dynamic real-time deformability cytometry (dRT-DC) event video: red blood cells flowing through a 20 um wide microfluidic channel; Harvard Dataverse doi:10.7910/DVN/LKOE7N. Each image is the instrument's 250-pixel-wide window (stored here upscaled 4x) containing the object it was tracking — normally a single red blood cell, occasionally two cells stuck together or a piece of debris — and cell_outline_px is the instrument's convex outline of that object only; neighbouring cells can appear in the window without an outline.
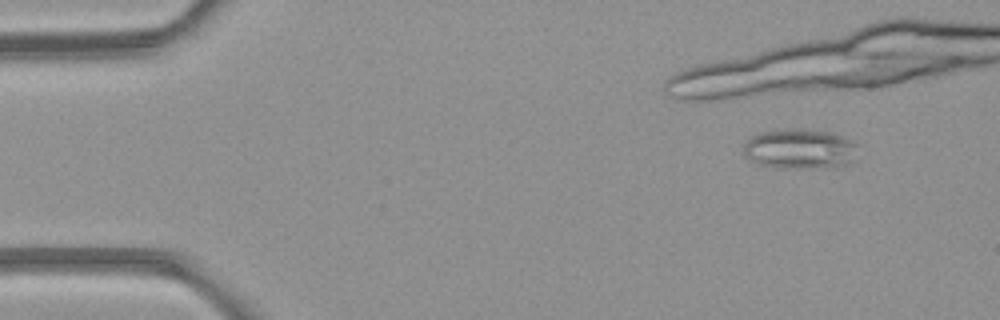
{"species": "common noctule bat (a hibernating species)", "species_latin": "Nyctalus noctula", "temperature_condition": "room temperature", "stored_images_in_passage": 4, "camera_frame_rate_fps": 3000, "um_per_image_px": 0.085, "animal": {"sex": "female", "body_mass_g": 21.9}, "frame": {"image": 1, "passage_image": 1, "time_ms": 0.0, "image_size_px": [1000, 320], "cell_outline_px": [[856, 144], [852, 160], [848, 164], [836, 168], [776, 168], [752, 160], [744, 156], [744, 144], [752, 136], [760, 132], [784, 128], [796, 128], [832, 132], [852, 140]], "centroid_in_image_um": [67.99, 12.65], "position_along_channel_um": 17.0, "area_um2": 26.82}}